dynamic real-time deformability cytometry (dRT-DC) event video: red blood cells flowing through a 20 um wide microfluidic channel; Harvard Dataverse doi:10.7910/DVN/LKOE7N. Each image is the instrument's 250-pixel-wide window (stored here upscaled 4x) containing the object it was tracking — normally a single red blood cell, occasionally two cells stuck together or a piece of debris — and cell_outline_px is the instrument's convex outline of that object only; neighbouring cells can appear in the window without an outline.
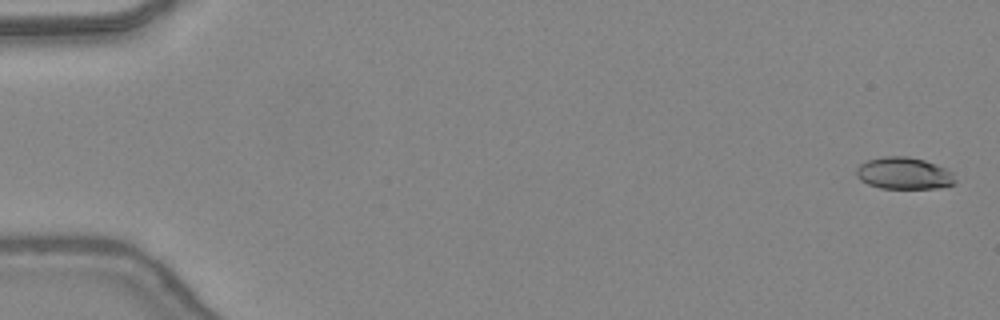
{"species": "common noctule bat (a hibernating species)", "species_latin": "Nyctalus noctula", "temperature_condition": "warm", "stored_images_in_passage": 13, "camera_frame_rate_fps": 3000, "um_per_image_px": 0.085, "animal": {"sex": "female", "body_mass_g": 24.6, "forearm_length_mm": 56.2}, "frame": {"image": 1, "passage_image": 2, "time_ms": 0.333, "image_size_px": [1000, 320], "cell_outline_px": [[956, 180], [952, 184], [936, 188], [880, 188], [868, 184], [860, 180], [856, 176], [856, 168], [860, 164], [868, 160], [884, 156], [908, 156], [924, 160], [936, 164], [952, 172]], "centroid_in_image_um": [76.8, 14.72], "position_along_channel_um": 8.2, "area_um2": 18.32}}